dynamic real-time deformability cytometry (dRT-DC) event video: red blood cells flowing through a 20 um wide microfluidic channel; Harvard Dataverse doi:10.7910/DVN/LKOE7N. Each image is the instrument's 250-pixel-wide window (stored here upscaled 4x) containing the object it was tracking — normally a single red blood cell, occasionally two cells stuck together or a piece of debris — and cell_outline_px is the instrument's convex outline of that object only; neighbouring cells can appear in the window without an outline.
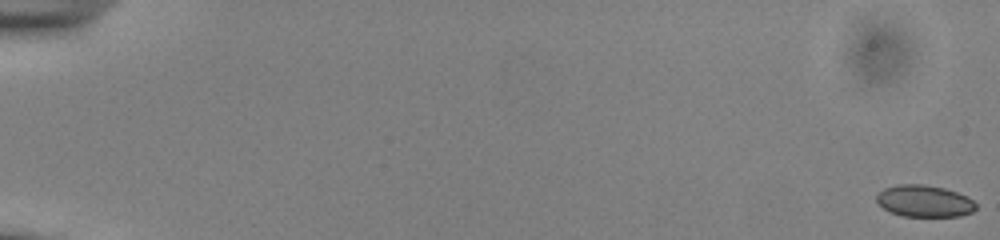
{"species": "common noctule bat (a hibernating species)", "species_latin": "Nyctalus noctula", "temperature_condition": "cold", "stored_images_in_passage": 55, "camera_frame_rate_fps": 3000, "um_per_image_px": 0.085, "animal": {"sex": "male", "body_mass_g": 13.0, "forearm_length_mm": 53.1}, "frame": {"image": 1, "passage_image": 1, "time_ms": 0.0, "image_size_px": [1000, 240], "cell_outline_px": [[976, 208], [972, 212], [960, 216], [900, 216], [884, 208], [876, 200], [876, 196], [884, 188], [896, 184], [924, 184], [944, 188], [968, 196], [976, 204]], "centroid_in_image_um": [78.58, 17.08], "position_along_channel_um": 6.4, "area_um2": 18.38}}
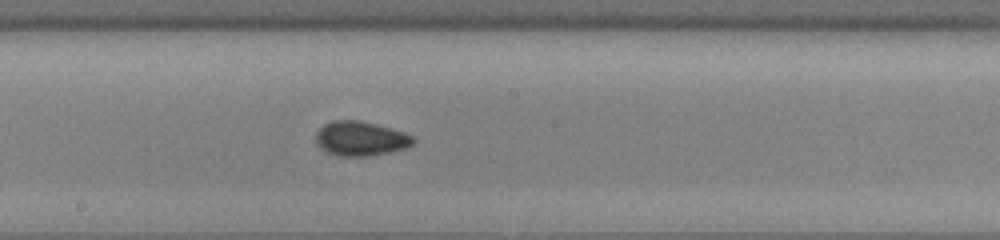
{"frame": {"image": 2, "passage_image": 32, "time_ms": 10.333, "image_size_px": [1000, 240], "cell_outline_px": [[416, 140], [408, 148], [368, 156], [340, 156], [328, 152], [316, 140], [316, 132], [324, 124], [332, 120], [360, 120], [376, 124], [404, 132], [412, 136]], "centroid_in_image_um": [30.68, 11.77], "position_along_channel_um": 217.5, "area_um2": 19.36}}
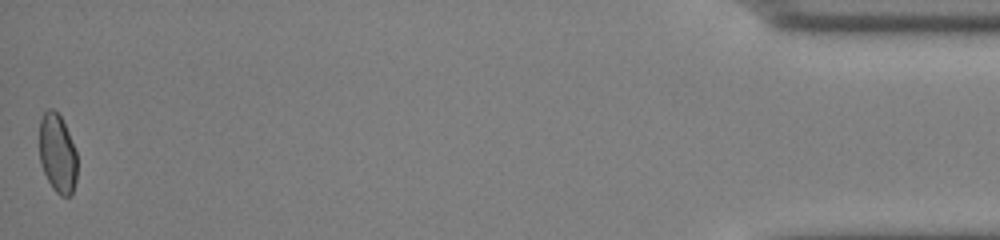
{"frame": {"image": 3, "passage_image": 55, "time_ms": 18.0, "image_size_px": [1000, 240], "cell_outline_px": [[76, 180], [72, 196], [60, 196], [52, 188], [40, 164], [40, 120], [44, 112], [48, 108], [52, 108], [60, 116], [68, 132], [76, 152]], "centroid_in_image_um": [4.88, 13.07], "position_along_channel_um": 430.3, "area_um2": 17.28}, "authors_computed_cell_mechanics": {"area_um2": 18.6694, "velocity_mm_per_s": 3.8928, "shape_relaxation_time_tau1_ms": 6.3825, "shape_relaxation_time_tau2_ms": 2.8501, "deformation_change_tau1": 0.0672, "deformation_change_tau2": 0.0518}}